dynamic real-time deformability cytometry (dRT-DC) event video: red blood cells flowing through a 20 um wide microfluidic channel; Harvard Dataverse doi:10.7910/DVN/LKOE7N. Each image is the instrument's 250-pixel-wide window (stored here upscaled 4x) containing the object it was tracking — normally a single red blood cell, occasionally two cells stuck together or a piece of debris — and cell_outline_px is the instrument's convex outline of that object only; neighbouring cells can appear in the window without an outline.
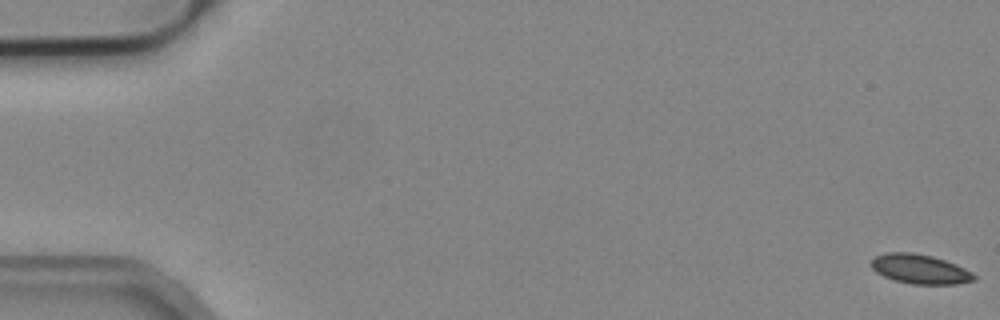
{"species": "common noctule bat (a hibernating species)", "species_latin": "Nyctalus noctula", "temperature_condition": "cold", "stored_images_in_passage": 13, "camera_frame_rate_fps": 3000, "um_per_image_px": 0.085, "animal": {"sex": "male", "body_mass_g": 19.2, "forearm_length_mm": 51.8}, "frame": {"image": 1, "passage_image": 1, "time_ms": 0.0, "image_size_px": [1000, 320], "cell_outline_px": [[976, 280], [956, 284], [912, 284], [892, 280], [876, 272], [872, 268], [872, 260], [876, 256], [884, 252], [912, 252], [932, 256], [956, 264], [972, 272], [976, 276]], "centroid_in_image_um": [78.2, 22.87], "position_along_channel_um": 6.8, "area_um2": 17.69}}